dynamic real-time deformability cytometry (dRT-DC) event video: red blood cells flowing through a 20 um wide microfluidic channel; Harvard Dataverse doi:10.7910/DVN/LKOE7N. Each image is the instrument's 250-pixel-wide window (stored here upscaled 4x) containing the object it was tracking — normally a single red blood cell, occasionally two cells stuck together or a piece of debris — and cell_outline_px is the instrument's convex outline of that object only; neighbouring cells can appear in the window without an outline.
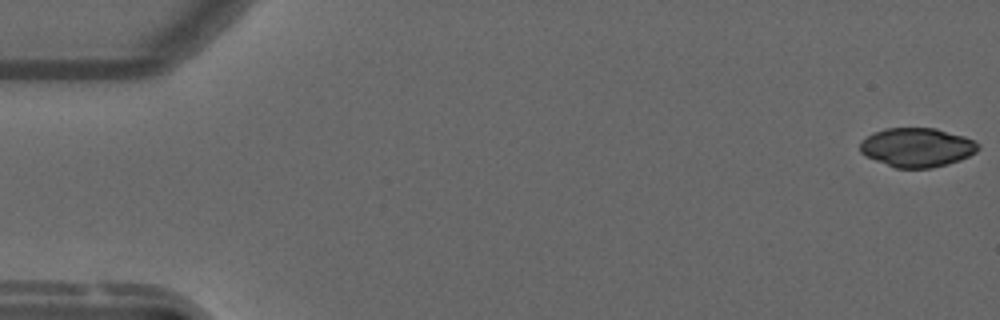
{"species": "common noctule bat (a hibernating species)", "species_latin": "Nyctalus noctula", "temperature_condition": "warm", "stored_images_in_passage": 54, "camera_frame_rate_fps": 3000, "um_per_image_px": 0.085, "animal": {"sex": "male", "forearm_length_mm": 52.5}, "frame": {"image": 1, "passage_image": 1, "time_ms": 0.0, "image_size_px": [1000, 320], "cell_outline_px": [[980, 148], [976, 152], [960, 160], [948, 164], [928, 168], [896, 168], [876, 160], [860, 152], [860, 140], [872, 132], [884, 128], [936, 128], [964, 136], [980, 144]], "centroid_in_image_um": [77.94, 12.51], "position_along_channel_um": 7.1, "area_um2": 26.93}}
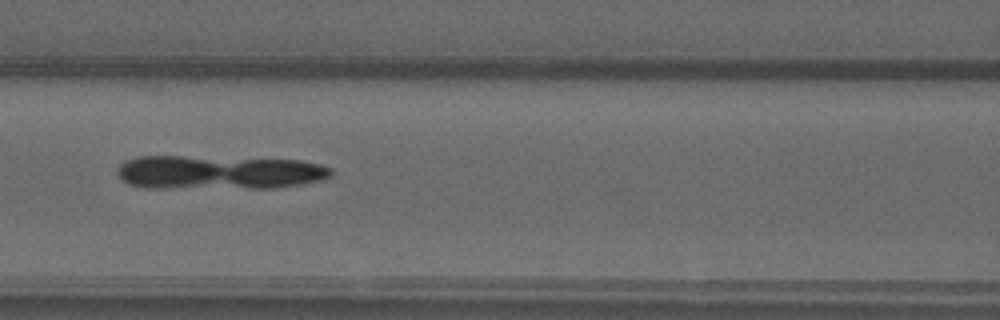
{"frame": {"image": 2, "passage_image": 24, "time_ms": 7.667, "image_size_px": [1000, 320], "cell_outline_px": [[332, 176], [320, 180], [300, 184], [276, 188], [144, 188], [128, 184], [116, 172], [116, 168], [124, 160], [140, 156], [180, 156], [300, 160], [320, 164], [332, 168]], "centroid_in_image_um": [18.57, 14.65], "position_along_channel_um": 148.0, "area_um2": 42.6}}
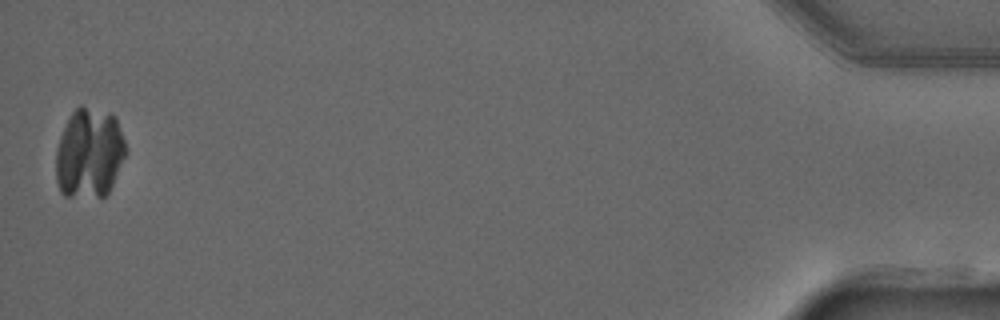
{"frame": {"image": 3, "passage_image": 54, "time_ms": 17.667, "image_size_px": [1000, 320], "cell_outline_px": [[124, 156], [112, 184], [108, 192], [104, 196], [64, 196], [60, 192], [56, 180], [56, 148], [60, 136], [72, 112], [80, 104], [112, 112], [116, 116], [124, 140]], "centroid_in_image_um": [7.56, 12.98], "position_along_channel_um": 427.6, "area_um2": 36.65}}